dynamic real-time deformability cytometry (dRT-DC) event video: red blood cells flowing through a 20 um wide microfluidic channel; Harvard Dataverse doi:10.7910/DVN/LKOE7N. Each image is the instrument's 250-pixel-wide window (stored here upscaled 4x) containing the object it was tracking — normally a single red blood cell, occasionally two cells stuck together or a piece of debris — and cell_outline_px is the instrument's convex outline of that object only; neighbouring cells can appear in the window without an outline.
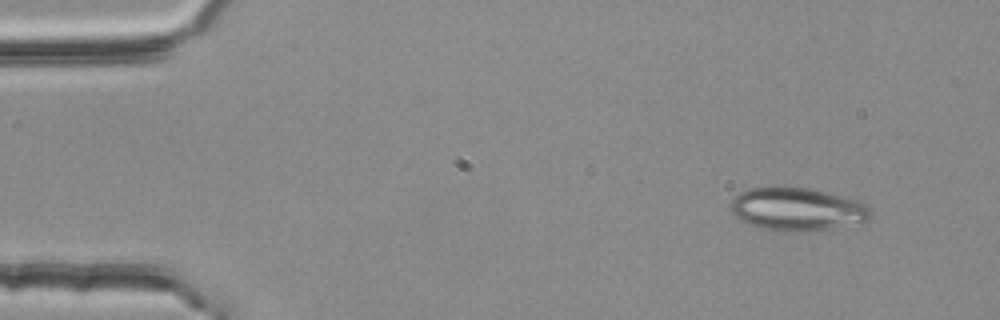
{"species": "common noctule bat (a hibernating species)", "species_latin": "Nyctalus noctula", "temperature_condition": "room temperature", "stored_images_in_passage": 3, "camera_frame_rate_fps": 3000, "um_per_image_px": 0.085, "animal": {"sex": "female", "body_mass_g": 25.1}, "frame": {"image": 1, "passage_image": 1, "time_ms": 0.0, "image_size_px": [1000, 320], "cell_outline_px": [[872, 216], [868, 220], [832, 228], [808, 232], [776, 232], [760, 228], [748, 224], [740, 220], [732, 212], [732, 200], [740, 192], [752, 188], [784, 184], [808, 188], [856, 200], [868, 204], [872, 208]], "centroid_in_image_um": [67.75, 17.77], "position_along_channel_um": 17.2, "area_um2": 35.78}}